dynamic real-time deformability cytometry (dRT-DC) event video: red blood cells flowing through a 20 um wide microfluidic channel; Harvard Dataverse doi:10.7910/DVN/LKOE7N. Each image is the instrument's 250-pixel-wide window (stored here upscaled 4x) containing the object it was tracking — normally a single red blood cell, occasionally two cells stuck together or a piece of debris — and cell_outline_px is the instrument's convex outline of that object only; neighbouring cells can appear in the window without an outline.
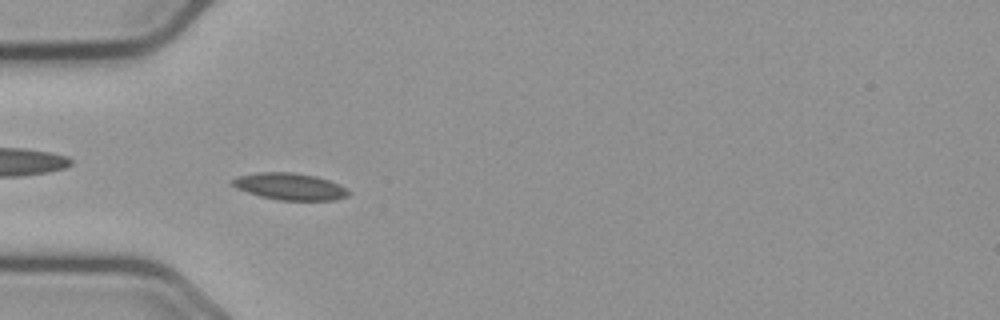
{"species": "common noctule bat (a hibernating species)", "species_latin": "Nyctalus noctula", "temperature_condition": "cold", "stored_images_in_passage": 45, "camera_frame_rate_fps": 3000, "um_per_image_px": 0.085, "animal": {"sex": "male", "body_mass_g": 23.1, "forearm_length_mm": 52.7}, "frame": {"image": 1, "passage_image": 6, "time_ms": 1.667, "image_size_px": [1000, 320], "cell_outline_px": [[352, 192], [348, 196], [336, 200], [280, 200], [260, 196], [236, 188], [232, 184], [232, 180], [240, 176], [260, 172], [292, 172], [316, 176], [340, 184]], "centroid_in_image_um": [24.7, 15.85], "position_along_channel_um": 60.3, "area_um2": 18.09}}
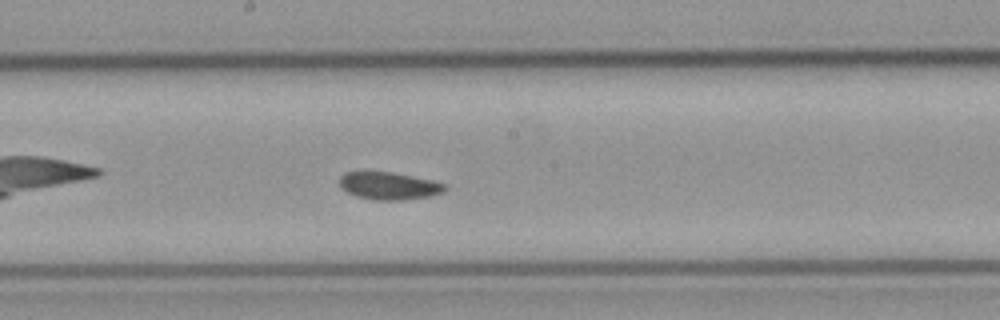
{"frame": {"image": 2, "passage_image": 19, "time_ms": 6.0, "image_size_px": [1000, 320], "cell_outline_px": [[448, 188], [444, 192], [432, 196], [400, 200], [372, 200], [356, 196], [340, 188], [340, 176], [344, 172], [360, 168], [392, 172], [432, 180], [448, 184]], "centroid_in_image_um": [33.02, 15.75], "position_along_channel_um": 215.2, "area_um2": 17.74}}
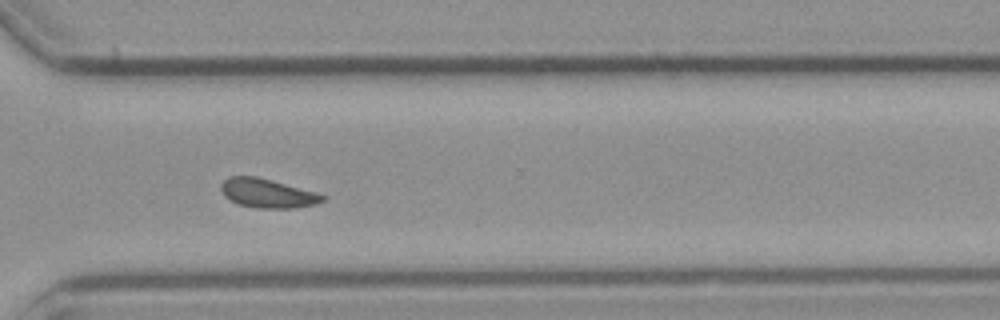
{"frame": {"image": 3, "passage_image": 30, "time_ms": 9.667, "image_size_px": [1000, 320], "cell_outline_px": [[328, 196], [324, 200], [316, 204], [296, 208], [256, 208], [236, 204], [224, 196], [220, 188], [220, 184], [228, 176], [256, 176], [272, 180], [316, 192]], "centroid_in_image_um": [22.72, 16.43], "position_along_channel_um": 347.9, "area_um2": 17.4}, "authors_computed_cell_mechanics": {"area_um2": 17.051, "velocity_mm_per_s": 3.6285, "shape_relaxation_time_tau1_ms": null, "shape_relaxation_time_tau2_ms": 3.7708, "deformation_change_tau1": null, "deformation_change_tau2": 0.0785}}